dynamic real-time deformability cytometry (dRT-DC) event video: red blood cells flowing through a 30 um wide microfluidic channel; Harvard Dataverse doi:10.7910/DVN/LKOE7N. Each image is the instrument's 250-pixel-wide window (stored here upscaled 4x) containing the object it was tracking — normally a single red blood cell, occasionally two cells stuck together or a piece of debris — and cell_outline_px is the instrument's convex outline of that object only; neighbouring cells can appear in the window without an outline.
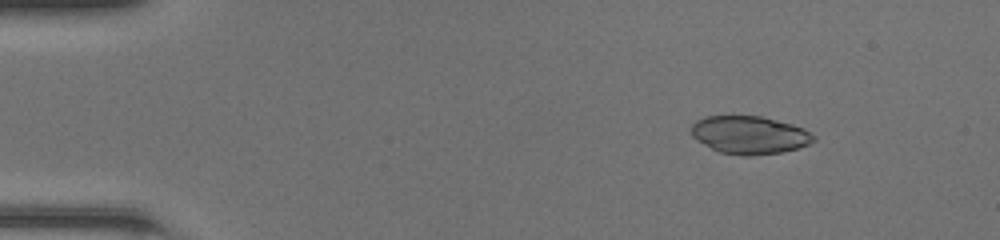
{"species": "common noctule bat (a hibernating species)", "species_latin": "Nyctalus noctula", "temperature_condition": "room temperature", "stored_images_in_passage": 49, "camera_frame_rate_fps": 3000, "um_per_image_px": 0.085, "animal": {"sex": "female", "body_mass_g": 20.0, "forearm_length_mm": 54.0}, "frame": {"image": 1, "passage_image": 7, "time_ms": 2.0, "image_size_px": [1000, 240], "cell_outline_px": [[816, 140], [808, 144], [796, 148], [780, 152], [752, 156], [744, 156], [720, 152], [696, 140], [692, 136], [688, 128], [696, 120], [704, 116], [760, 116], [792, 124], [804, 128], [816, 136]], "centroid_in_image_um": [63.68, 11.46], "position_along_channel_um": 21.3, "area_um2": 27.17}}
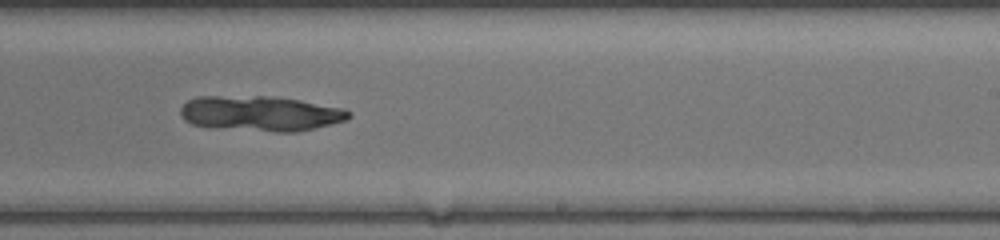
{"frame": {"image": 2, "passage_image": 31, "time_ms": 10.0, "image_size_px": [1000, 240], "cell_outline_px": [[352, 116], [348, 120], [316, 128], [296, 132], [276, 132], [220, 128], [192, 124], [184, 120], [180, 116], [180, 108], [188, 100], [196, 96], [264, 96], [300, 100], [344, 108], [352, 112]], "centroid_in_image_um": [22.17, 9.65], "position_along_channel_um": 266.8, "area_um2": 34.74}}
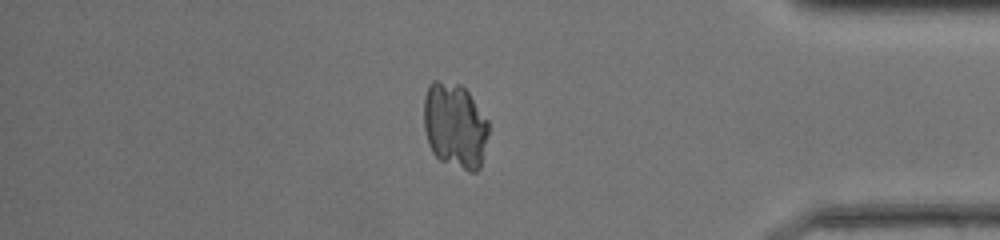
{"frame": {"image": 3, "passage_image": 42, "time_ms": 13.667, "image_size_px": [1000, 240], "cell_outline_px": [[488, 132], [480, 168], [476, 172], [468, 172], [440, 160], [432, 152], [428, 144], [424, 128], [424, 100], [428, 84], [432, 80], [436, 80], [460, 84], [468, 92], [488, 120]], "centroid_in_image_um": [38.65, 10.68], "position_along_channel_um": 396.5, "area_um2": 32.37}}